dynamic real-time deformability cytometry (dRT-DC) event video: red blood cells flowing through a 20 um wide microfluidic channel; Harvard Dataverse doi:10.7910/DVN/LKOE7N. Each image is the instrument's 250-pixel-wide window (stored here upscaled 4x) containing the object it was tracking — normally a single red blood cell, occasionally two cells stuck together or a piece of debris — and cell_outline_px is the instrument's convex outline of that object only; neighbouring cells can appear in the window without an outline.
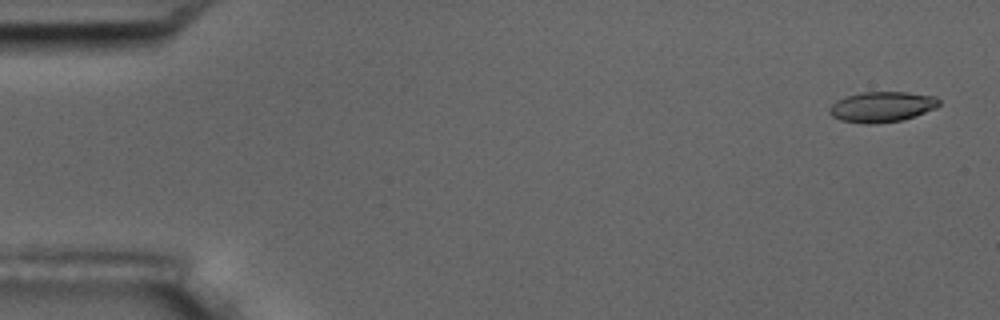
{"species": "common noctule bat (a hibernating species)", "species_latin": "Nyctalus noctula", "temperature_condition": "room temperature", "stored_images_in_passage": 5, "camera_frame_rate_fps": 3000, "um_per_image_px": 0.085, "animal": {"sex": "male", "body_mass_g": 17.5, "forearm_length_mm": 52.3}, "frame": {"image": 1, "passage_image": 1, "time_ms": 0.0, "image_size_px": [1000, 320], "cell_outline_px": [[940, 104], [936, 108], [904, 120], [876, 124], [864, 124], [840, 120], [832, 116], [828, 112], [828, 108], [836, 100], [844, 96], [860, 92], [908, 92], [936, 96], [940, 100]], "centroid_in_image_um": [74.95, 9.08], "position_along_channel_um": 10.1, "area_um2": 19.83}}